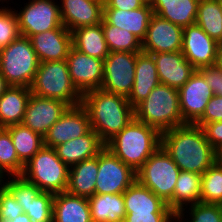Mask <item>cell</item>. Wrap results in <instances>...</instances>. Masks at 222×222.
I'll use <instances>...</instances> for the list:
<instances>
[{
  "mask_svg": "<svg viewBox=\"0 0 222 222\" xmlns=\"http://www.w3.org/2000/svg\"><path fill=\"white\" fill-rule=\"evenodd\" d=\"M161 146L182 171L202 175L216 162L215 149L196 124L186 123L162 132Z\"/></svg>",
  "mask_w": 222,
  "mask_h": 222,
  "instance_id": "cell-1",
  "label": "cell"
},
{
  "mask_svg": "<svg viewBox=\"0 0 222 222\" xmlns=\"http://www.w3.org/2000/svg\"><path fill=\"white\" fill-rule=\"evenodd\" d=\"M81 105L88 113L91 129L104 144L134 119V108L126 97L102 89L82 94Z\"/></svg>",
  "mask_w": 222,
  "mask_h": 222,
  "instance_id": "cell-2",
  "label": "cell"
},
{
  "mask_svg": "<svg viewBox=\"0 0 222 222\" xmlns=\"http://www.w3.org/2000/svg\"><path fill=\"white\" fill-rule=\"evenodd\" d=\"M161 145V133L135 118L105 147L137 172Z\"/></svg>",
  "mask_w": 222,
  "mask_h": 222,
  "instance_id": "cell-3",
  "label": "cell"
},
{
  "mask_svg": "<svg viewBox=\"0 0 222 222\" xmlns=\"http://www.w3.org/2000/svg\"><path fill=\"white\" fill-rule=\"evenodd\" d=\"M134 118L160 133L186 124L180 111L178 89L159 84L134 108Z\"/></svg>",
  "mask_w": 222,
  "mask_h": 222,
  "instance_id": "cell-4",
  "label": "cell"
},
{
  "mask_svg": "<svg viewBox=\"0 0 222 222\" xmlns=\"http://www.w3.org/2000/svg\"><path fill=\"white\" fill-rule=\"evenodd\" d=\"M69 169L54 148L43 146L26 164L21 176L42 192L58 194L68 187Z\"/></svg>",
  "mask_w": 222,
  "mask_h": 222,
  "instance_id": "cell-5",
  "label": "cell"
},
{
  "mask_svg": "<svg viewBox=\"0 0 222 222\" xmlns=\"http://www.w3.org/2000/svg\"><path fill=\"white\" fill-rule=\"evenodd\" d=\"M40 61L28 37L19 35L0 49V73L9 86L31 87Z\"/></svg>",
  "mask_w": 222,
  "mask_h": 222,
  "instance_id": "cell-6",
  "label": "cell"
},
{
  "mask_svg": "<svg viewBox=\"0 0 222 222\" xmlns=\"http://www.w3.org/2000/svg\"><path fill=\"white\" fill-rule=\"evenodd\" d=\"M30 89L34 95L57 99L70 107L81 104L82 94L72 83L66 60L41 62Z\"/></svg>",
  "mask_w": 222,
  "mask_h": 222,
  "instance_id": "cell-7",
  "label": "cell"
},
{
  "mask_svg": "<svg viewBox=\"0 0 222 222\" xmlns=\"http://www.w3.org/2000/svg\"><path fill=\"white\" fill-rule=\"evenodd\" d=\"M180 171L170 155L160 145L136 172V180L168 203L173 197Z\"/></svg>",
  "mask_w": 222,
  "mask_h": 222,
  "instance_id": "cell-8",
  "label": "cell"
},
{
  "mask_svg": "<svg viewBox=\"0 0 222 222\" xmlns=\"http://www.w3.org/2000/svg\"><path fill=\"white\" fill-rule=\"evenodd\" d=\"M20 12L15 14L18 19V29L22 36L43 33L58 27H65L62 24L60 4L54 0H29Z\"/></svg>",
  "mask_w": 222,
  "mask_h": 222,
  "instance_id": "cell-9",
  "label": "cell"
},
{
  "mask_svg": "<svg viewBox=\"0 0 222 222\" xmlns=\"http://www.w3.org/2000/svg\"><path fill=\"white\" fill-rule=\"evenodd\" d=\"M136 181V172L108 148L104 147L98 153V174L96 179V194L123 193Z\"/></svg>",
  "mask_w": 222,
  "mask_h": 222,
  "instance_id": "cell-10",
  "label": "cell"
},
{
  "mask_svg": "<svg viewBox=\"0 0 222 222\" xmlns=\"http://www.w3.org/2000/svg\"><path fill=\"white\" fill-rule=\"evenodd\" d=\"M137 54L110 52L104 59L101 89L128 98L134 84Z\"/></svg>",
  "mask_w": 222,
  "mask_h": 222,
  "instance_id": "cell-11",
  "label": "cell"
},
{
  "mask_svg": "<svg viewBox=\"0 0 222 222\" xmlns=\"http://www.w3.org/2000/svg\"><path fill=\"white\" fill-rule=\"evenodd\" d=\"M66 61L72 83L81 94L101 89L104 60L88 56L72 46Z\"/></svg>",
  "mask_w": 222,
  "mask_h": 222,
  "instance_id": "cell-12",
  "label": "cell"
},
{
  "mask_svg": "<svg viewBox=\"0 0 222 222\" xmlns=\"http://www.w3.org/2000/svg\"><path fill=\"white\" fill-rule=\"evenodd\" d=\"M182 41V27L153 14L142 41V52L155 54L181 51Z\"/></svg>",
  "mask_w": 222,
  "mask_h": 222,
  "instance_id": "cell-13",
  "label": "cell"
},
{
  "mask_svg": "<svg viewBox=\"0 0 222 222\" xmlns=\"http://www.w3.org/2000/svg\"><path fill=\"white\" fill-rule=\"evenodd\" d=\"M178 93L183 121L191 124L203 115L209 100L214 96L204 76L198 70L178 89Z\"/></svg>",
  "mask_w": 222,
  "mask_h": 222,
  "instance_id": "cell-14",
  "label": "cell"
},
{
  "mask_svg": "<svg viewBox=\"0 0 222 222\" xmlns=\"http://www.w3.org/2000/svg\"><path fill=\"white\" fill-rule=\"evenodd\" d=\"M69 107L63 101L31 94L22 124L44 137Z\"/></svg>",
  "mask_w": 222,
  "mask_h": 222,
  "instance_id": "cell-15",
  "label": "cell"
},
{
  "mask_svg": "<svg viewBox=\"0 0 222 222\" xmlns=\"http://www.w3.org/2000/svg\"><path fill=\"white\" fill-rule=\"evenodd\" d=\"M218 44L196 23L183 28L181 52L196 70L215 65Z\"/></svg>",
  "mask_w": 222,
  "mask_h": 222,
  "instance_id": "cell-16",
  "label": "cell"
},
{
  "mask_svg": "<svg viewBox=\"0 0 222 222\" xmlns=\"http://www.w3.org/2000/svg\"><path fill=\"white\" fill-rule=\"evenodd\" d=\"M91 130L86 109L81 105L69 107L44 136V146L54 148L87 134Z\"/></svg>",
  "mask_w": 222,
  "mask_h": 222,
  "instance_id": "cell-17",
  "label": "cell"
},
{
  "mask_svg": "<svg viewBox=\"0 0 222 222\" xmlns=\"http://www.w3.org/2000/svg\"><path fill=\"white\" fill-rule=\"evenodd\" d=\"M62 24L70 32L87 26H96L103 20L104 1L60 0Z\"/></svg>",
  "mask_w": 222,
  "mask_h": 222,
  "instance_id": "cell-18",
  "label": "cell"
},
{
  "mask_svg": "<svg viewBox=\"0 0 222 222\" xmlns=\"http://www.w3.org/2000/svg\"><path fill=\"white\" fill-rule=\"evenodd\" d=\"M32 47L41 62L66 60L72 45V32L58 27L29 37Z\"/></svg>",
  "mask_w": 222,
  "mask_h": 222,
  "instance_id": "cell-19",
  "label": "cell"
},
{
  "mask_svg": "<svg viewBox=\"0 0 222 222\" xmlns=\"http://www.w3.org/2000/svg\"><path fill=\"white\" fill-rule=\"evenodd\" d=\"M151 55L156 64L160 84L179 89L196 71L181 51Z\"/></svg>",
  "mask_w": 222,
  "mask_h": 222,
  "instance_id": "cell-20",
  "label": "cell"
},
{
  "mask_svg": "<svg viewBox=\"0 0 222 222\" xmlns=\"http://www.w3.org/2000/svg\"><path fill=\"white\" fill-rule=\"evenodd\" d=\"M153 15L150 5L144 4L135 10L103 9V19L110 25L134 34L141 42L146 36Z\"/></svg>",
  "mask_w": 222,
  "mask_h": 222,
  "instance_id": "cell-21",
  "label": "cell"
},
{
  "mask_svg": "<svg viewBox=\"0 0 222 222\" xmlns=\"http://www.w3.org/2000/svg\"><path fill=\"white\" fill-rule=\"evenodd\" d=\"M160 84L157 68L151 54L140 52L137 54L135 78L132 91L127 98L135 108L147 98L151 91Z\"/></svg>",
  "mask_w": 222,
  "mask_h": 222,
  "instance_id": "cell-22",
  "label": "cell"
},
{
  "mask_svg": "<svg viewBox=\"0 0 222 222\" xmlns=\"http://www.w3.org/2000/svg\"><path fill=\"white\" fill-rule=\"evenodd\" d=\"M105 147L98 134L91 129L87 134L54 147L57 156L69 167L92 158Z\"/></svg>",
  "mask_w": 222,
  "mask_h": 222,
  "instance_id": "cell-23",
  "label": "cell"
},
{
  "mask_svg": "<svg viewBox=\"0 0 222 222\" xmlns=\"http://www.w3.org/2000/svg\"><path fill=\"white\" fill-rule=\"evenodd\" d=\"M52 222H92L88 198L67 191L54 194Z\"/></svg>",
  "mask_w": 222,
  "mask_h": 222,
  "instance_id": "cell-24",
  "label": "cell"
},
{
  "mask_svg": "<svg viewBox=\"0 0 222 222\" xmlns=\"http://www.w3.org/2000/svg\"><path fill=\"white\" fill-rule=\"evenodd\" d=\"M31 89L9 86L0 96V128L21 124L26 111Z\"/></svg>",
  "mask_w": 222,
  "mask_h": 222,
  "instance_id": "cell-25",
  "label": "cell"
},
{
  "mask_svg": "<svg viewBox=\"0 0 222 222\" xmlns=\"http://www.w3.org/2000/svg\"><path fill=\"white\" fill-rule=\"evenodd\" d=\"M199 0H153V14L182 28L196 23Z\"/></svg>",
  "mask_w": 222,
  "mask_h": 222,
  "instance_id": "cell-26",
  "label": "cell"
},
{
  "mask_svg": "<svg viewBox=\"0 0 222 222\" xmlns=\"http://www.w3.org/2000/svg\"><path fill=\"white\" fill-rule=\"evenodd\" d=\"M98 155L72 165L69 169L67 192L89 198L95 194Z\"/></svg>",
  "mask_w": 222,
  "mask_h": 222,
  "instance_id": "cell-27",
  "label": "cell"
},
{
  "mask_svg": "<svg viewBox=\"0 0 222 222\" xmlns=\"http://www.w3.org/2000/svg\"><path fill=\"white\" fill-rule=\"evenodd\" d=\"M202 175L180 171L172 199L167 203L177 215L182 209L200 202ZM185 207V208H184Z\"/></svg>",
  "mask_w": 222,
  "mask_h": 222,
  "instance_id": "cell-28",
  "label": "cell"
},
{
  "mask_svg": "<svg viewBox=\"0 0 222 222\" xmlns=\"http://www.w3.org/2000/svg\"><path fill=\"white\" fill-rule=\"evenodd\" d=\"M126 212H173L161 198L137 180L123 192Z\"/></svg>",
  "mask_w": 222,
  "mask_h": 222,
  "instance_id": "cell-29",
  "label": "cell"
},
{
  "mask_svg": "<svg viewBox=\"0 0 222 222\" xmlns=\"http://www.w3.org/2000/svg\"><path fill=\"white\" fill-rule=\"evenodd\" d=\"M92 222H121L126 209L123 193L94 194L88 198Z\"/></svg>",
  "mask_w": 222,
  "mask_h": 222,
  "instance_id": "cell-30",
  "label": "cell"
},
{
  "mask_svg": "<svg viewBox=\"0 0 222 222\" xmlns=\"http://www.w3.org/2000/svg\"><path fill=\"white\" fill-rule=\"evenodd\" d=\"M72 45L78 51L101 60L110 53L101 23L72 31Z\"/></svg>",
  "mask_w": 222,
  "mask_h": 222,
  "instance_id": "cell-31",
  "label": "cell"
},
{
  "mask_svg": "<svg viewBox=\"0 0 222 222\" xmlns=\"http://www.w3.org/2000/svg\"><path fill=\"white\" fill-rule=\"evenodd\" d=\"M19 160L26 164L43 146L44 137L21 124L6 127Z\"/></svg>",
  "mask_w": 222,
  "mask_h": 222,
  "instance_id": "cell-32",
  "label": "cell"
},
{
  "mask_svg": "<svg viewBox=\"0 0 222 222\" xmlns=\"http://www.w3.org/2000/svg\"><path fill=\"white\" fill-rule=\"evenodd\" d=\"M196 24L218 43L222 42V7L219 0H199Z\"/></svg>",
  "mask_w": 222,
  "mask_h": 222,
  "instance_id": "cell-33",
  "label": "cell"
},
{
  "mask_svg": "<svg viewBox=\"0 0 222 222\" xmlns=\"http://www.w3.org/2000/svg\"><path fill=\"white\" fill-rule=\"evenodd\" d=\"M101 24L110 52H142V42L133 33L110 25L104 19Z\"/></svg>",
  "mask_w": 222,
  "mask_h": 222,
  "instance_id": "cell-34",
  "label": "cell"
},
{
  "mask_svg": "<svg viewBox=\"0 0 222 222\" xmlns=\"http://www.w3.org/2000/svg\"><path fill=\"white\" fill-rule=\"evenodd\" d=\"M200 202L222 205V165L216 162L202 174Z\"/></svg>",
  "mask_w": 222,
  "mask_h": 222,
  "instance_id": "cell-35",
  "label": "cell"
},
{
  "mask_svg": "<svg viewBox=\"0 0 222 222\" xmlns=\"http://www.w3.org/2000/svg\"><path fill=\"white\" fill-rule=\"evenodd\" d=\"M0 169L8 176L21 175L24 169L6 128H0Z\"/></svg>",
  "mask_w": 222,
  "mask_h": 222,
  "instance_id": "cell-36",
  "label": "cell"
},
{
  "mask_svg": "<svg viewBox=\"0 0 222 222\" xmlns=\"http://www.w3.org/2000/svg\"><path fill=\"white\" fill-rule=\"evenodd\" d=\"M187 210L182 209L176 215V222H182V220L185 219V216V220H188L187 222H222L221 204L198 202L194 205H190ZM185 212L186 214L188 213L190 218L188 215H185Z\"/></svg>",
  "mask_w": 222,
  "mask_h": 222,
  "instance_id": "cell-37",
  "label": "cell"
},
{
  "mask_svg": "<svg viewBox=\"0 0 222 222\" xmlns=\"http://www.w3.org/2000/svg\"><path fill=\"white\" fill-rule=\"evenodd\" d=\"M9 179V180H8ZM5 181V188L17 200L25 213L28 204L33 201L42 191L33 183L24 179L21 175L8 176Z\"/></svg>",
  "mask_w": 222,
  "mask_h": 222,
  "instance_id": "cell-38",
  "label": "cell"
},
{
  "mask_svg": "<svg viewBox=\"0 0 222 222\" xmlns=\"http://www.w3.org/2000/svg\"><path fill=\"white\" fill-rule=\"evenodd\" d=\"M53 197L52 193L41 192L28 204L25 213L34 222H52Z\"/></svg>",
  "mask_w": 222,
  "mask_h": 222,
  "instance_id": "cell-39",
  "label": "cell"
},
{
  "mask_svg": "<svg viewBox=\"0 0 222 222\" xmlns=\"http://www.w3.org/2000/svg\"><path fill=\"white\" fill-rule=\"evenodd\" d=\"M8 8L0 7V49L7 47L20 35L15 11Z\"/></svg>",
  "mask_w": 222,
  "mask_h": 222,
  "instance_id": "cell-40",
  "label": "cell"
},
{
  "mask_svg": "<svg viewBox=\"0 0 222 222\" xmlns=\"http://www.w3.org/2000/svg\"><path fill=\"white\" fill-rule=\"evenodd\" d=\"M23 213L20 204L4 187L0 191V218L12 220Z\"/></svg>",
  "mask_w": 222,
  "mask_h": 222,
  "instance_id": "cell-41",
  "label": "cell"
},
{
  "mask_svg": "<svg viewBox=\"0 0 222 222\" xmlns=\"http://www.w3.org/2000/svg\"><path fill=\"white\" fill-rule=\"evenodd\" d=\"M176 214L174 212H126L124 222H174Z\"/></svg>",
  "mask_w": 222,
  "mask_h": 222,
  "instance_id": "cell-42",
  "label": "cell"
},
{
  "mask_svg": "<svg viewBox=\"0 0 222 222\" xmlns=\"http://www.w3.org/2000/svg\"><path fill=\"white\" fill-rule=\"evenodd\" d=\"M222 121V96L214 95L205 107L203 115L194 123L198 126Z\"/></svg>",
  "mask_w": 222,
  "mask_h": 222,
  "instance_id": "cell-43",
  "label": "cell"
},
{
  "mask_svg": "<svg viewBox=\"0 0 222 222\" xmlns=\"http://www.w3.org/2000/svg\"><path fill=\"white\" fill-rule=\"evenodd\" d=\"M214 95L222 96V70L215 64L198 69Z\"/></svg>",
  "mask_w": 222,
  "mask_h": 222,
  "instance_id": "cell-44",
  "label": "cell"
},
{
  "mask_svg": "<svg viewBox=\"0 0 222 222\" xmlns=\"http://www.w3.org/2000/svg\"><path fill=\"white\" fill-rule=\"evenodd\" d=\"M201 128L207 141L216 150L222 144V121L207 123Z\"/></svg>",
  "mask_w": 222,
  "mask_h": 222,
  "instance_id": "cell-45",
  "label": "cell"
},
{
  "mask_svg": "<svg viewBox=\"0 0 222 222\" xmlns=\"http://www.w3.org/2000/svg\"><path fill=\"white\" fill-rule=\"evenodd\" d=\"M143 5L141 0H104L103 9H121L130 11L138 9Z\"/></svg>",
  "mask_w": 222,
  "mask_h": 222,
  "instance_id": "cell-46",
  "label": "cell"
},
{
  "mask_svg": "<svg viewBox=\"0 0 222 222\" xmlns=\"http://www.w3.org/2000/svg\"><path fill=\"white\" fill-rule=\"evenodd\" d=\"M0 222H34L31 220L26 213L20 214L16 218L10 220V219H3L0 218Z\"/></svg>",
  "mask_w": 222,
  "mask_h": 222,
  "instance_id": "cell-47",
  "label": "cell"
},
{
  "mask_svg": "<svg viewBox=\"0 0 222 222\" xmlns=\"http://www.w3.org/2000/svg\"><path fill=\"white\" fill-rule=\"evenodd\" d=\"M222 70V42L218 44L217 58L215 63Z\"/></svg>",
  "mask_w": 222,
  "mask_h": 222,
  "instance_id": "cell-48",
  "label": "cell"
},
{
  "mask_svg": "<svg viewBox=\"0 0 222 222\" xmlns=\"http://www.w3.org/2000/svg\"><path fill=\"white\" fill-rule=\"evenodd\" d=\"M9 87L3 75L0 73V96L6 91Z\"/></svg>",
  "mask_w": 222,
  "mask_h": 222,
  "instance_id": "cell-49",
  "label": "cell"
},
{
  "mask_svg": "<svg viewBox=\"0 0 222 222\" xmlns=\"http://www.w3.org/2000/svg\"><path fill=\"white\" fill-rule=\"evenodd\" d=\"M216 163L222 165V144L215 150Z\"/></svg>",
  "mask_w": 222,
  "mask_h": 222,
  "instance_id": "cell-50",
  "label": "cell"
},
{
  "mask_svg": "<svg viewBox=\"0 0 222 222\" xmlns=\"http://www.w3.org/2000/svg\"><path fill=\"white\" fill-rule=\"evenodd\" d=\"M7 176L1 169H0V191L5 187L4 179ZM4 177V178H3Z\"/></svg>",
  "mask_w": 222,
  "mask_h": 222,
  "instance_id": "cell-51",
  "label": "cell"
},
{
  "mask_svg": "<svg viewBox=\"0 0 222 222\" xmlns=\"http://www.w3.org/2000/svg\"><path fill=\"white\" fill-rule=\"evenodd\" d=\"M141 2H142L143 4H146V5H150V6H151L153 0H141Z\"/></svg>",
  "mask_w": 222,
  "mask_h": 222,
  "instance_id": "cell-52",
  "label": "cell"
},
{
  "mask_svg": "<svg viewBox=\"0 0 222 222\" xmlns=\"http://www.w3.org/2000/svg\"><path fill=\"white\" fill-rule=\"evenodd\" d=\"M10 1V0H9ZM9 1H7V0H0V2H2V3H4V2H9Z\"/></svg>",
  "mask_w": 222,
  "mask_h": 222,
  "instance_id": "cell-53",
  "label": "cell"
}]
</instances>
